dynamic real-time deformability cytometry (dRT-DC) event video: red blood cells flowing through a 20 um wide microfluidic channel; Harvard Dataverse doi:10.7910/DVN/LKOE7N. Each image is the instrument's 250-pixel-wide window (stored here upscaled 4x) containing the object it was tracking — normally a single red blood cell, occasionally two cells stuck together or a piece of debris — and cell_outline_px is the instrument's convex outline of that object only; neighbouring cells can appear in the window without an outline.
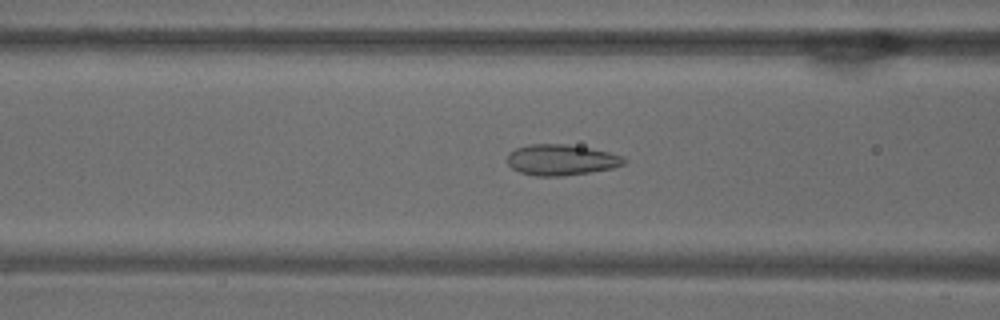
{"species": "common noctule bat (a hibernating species)", "species_latin": "Nyctalus noctula", "temperature_condition": "warm", "stored_images_in_passage": 37, "camera_frame_rate_fps": 3000, "um_per_image_px": 0.085, "animal": {"sex": "male", "body_mass_g": 18.8}, "frame": {"image": 1, "passage_image": 5, "time_ms": 1.333, "image_size_px": [1000, 320], "cell_outline_px": [[628, 160], [624, 164], [612, 168], [588, 172], [560, 176], [536, 176], [520, 172], [512, 168], [508, 164], [508, 152], [516, 148], [528, 144], [568, 144], [592, 148], [608, 152], [620, 156]], "centroid_in_image_um": [47.68, 13.58], "position_along_channel_um": 118.9, "area_um2": 20.92}}
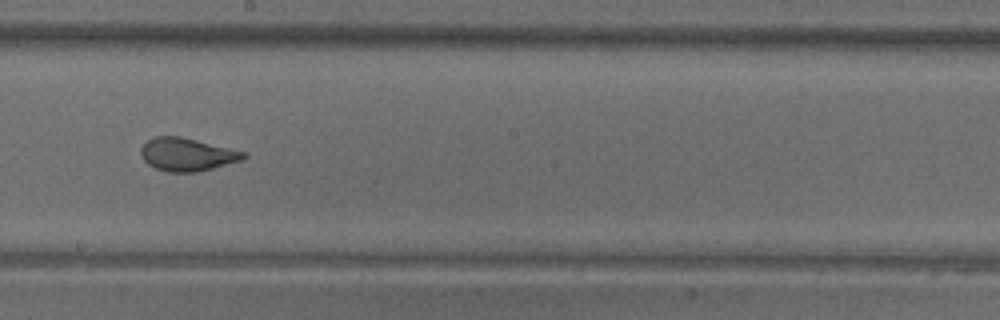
{"frame": {"image": 2, "passage_image": 14, "time_ms": 4.333, "image_size_px": [1000, 320], "cell_outline_px": [[248, 156], [244, 160], [196, 172], [168, 172], [156, 168], [148, 164], [144, 160], [140, 152], [140, 148], [148, 140], [156, 136], [180, 136], [244, 152]], "centroid_in_image_um": [15.89, 13.13], "position_along_channel_um": 232.3, "area_um2": 19.54}}
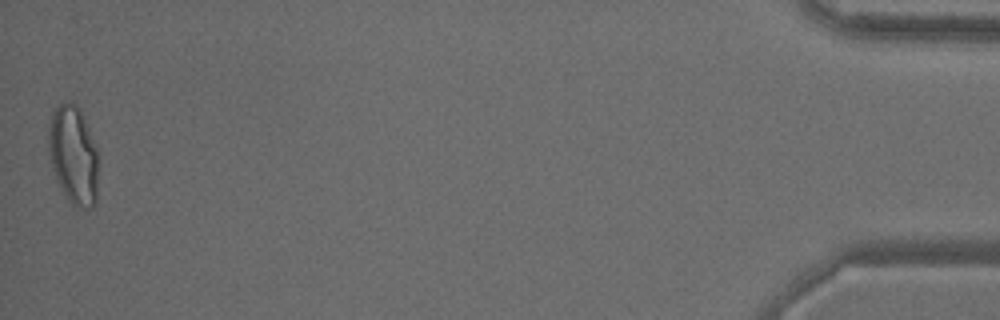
{"frame": {"image": 3, "passage_image": 37, "time_ms": 12.0, "image_size_px": [1000, 320], "cell_outline_px": [[100, 160], [96, 204], [92, 208], [76, 208], [68, 200], [56, 180], [52, 168], [48, 152], [48, 128], [52, 112], [60, 104], [68, 100], [76, 104], [80, 108], [96, 144]], "centroid_in_image_um": [6.27, 13.2], "position_along_channel_um": 428.9, "area_um2": 29.65}, "authors_computed_cell_mechanics": {"area_um2": 20.4612, "velocity_mm_per_s": 3.7735, "shape_relaxation_time_tau1_ms": 9.5013, "shape_relaxation_time_tau2_ms": null, "deformation_change_tau1": 0.2391, "deformation_change_tau2": null}}